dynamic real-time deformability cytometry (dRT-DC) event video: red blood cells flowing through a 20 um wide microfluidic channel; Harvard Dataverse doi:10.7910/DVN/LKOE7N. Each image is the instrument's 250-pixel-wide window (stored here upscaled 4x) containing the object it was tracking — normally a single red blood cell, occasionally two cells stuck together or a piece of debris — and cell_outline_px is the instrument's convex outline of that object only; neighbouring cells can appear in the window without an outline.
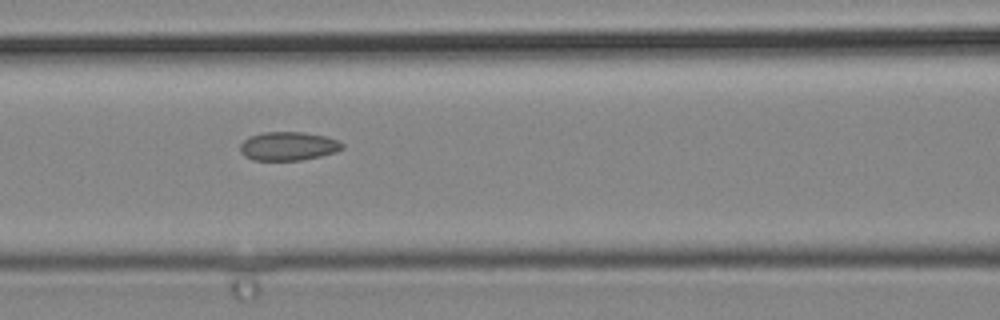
{"species": "common noctule bat (a hibernating species)", "species_latin": "Nyctalus noctula", "temperature_condition": "cold", "stored_images_in_passage": 29, "camera_frame_rate_fps": 3000, "um_per_image_px": 0.085, "animal": {"sex": "male", "body_mass_g": 19.2, "forearm_length_mm": 51.8}, "frame": {"image": 1, "passage_image": 5, "time_ms": 1.333, "image_size_px": [1000, 320], "cell_outline_px": [[344, 148], [336, 152], [320, 156], [300, 160], [252, 160], [244, 156], [240, 152], [240, 144], [248, 136], [264, 132], [304, 132], [328, 136], [340, 140], [344, 144]], "centroid_in_image_um": [24.52, 12.41], "position_along_channel_um": 142.1, "area_um2": 17.34}}
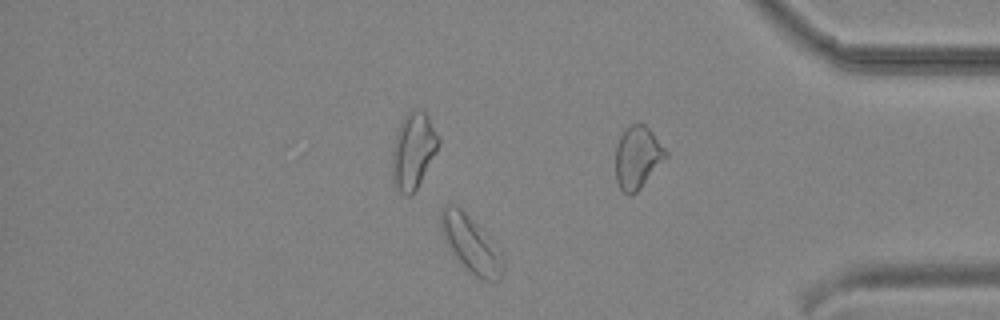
{"frame": {"image": 2, "passage_image": 21, "time_ms": 6.667, "image_size_px": [1000, 320], "cell_outline_px": [[504, 272], [500, 280], [484, 280], [476, 276], [452, 252], [444, 240], [440, 224], [440, 212], [444, 204], [452, 204], [460, 208], [492, 240], [500, 252], [504, 264]], "centroid_in_image_um": [40.02, 20.73], "position_along_channel_um": 395.2, "area_um2": 19.94}}